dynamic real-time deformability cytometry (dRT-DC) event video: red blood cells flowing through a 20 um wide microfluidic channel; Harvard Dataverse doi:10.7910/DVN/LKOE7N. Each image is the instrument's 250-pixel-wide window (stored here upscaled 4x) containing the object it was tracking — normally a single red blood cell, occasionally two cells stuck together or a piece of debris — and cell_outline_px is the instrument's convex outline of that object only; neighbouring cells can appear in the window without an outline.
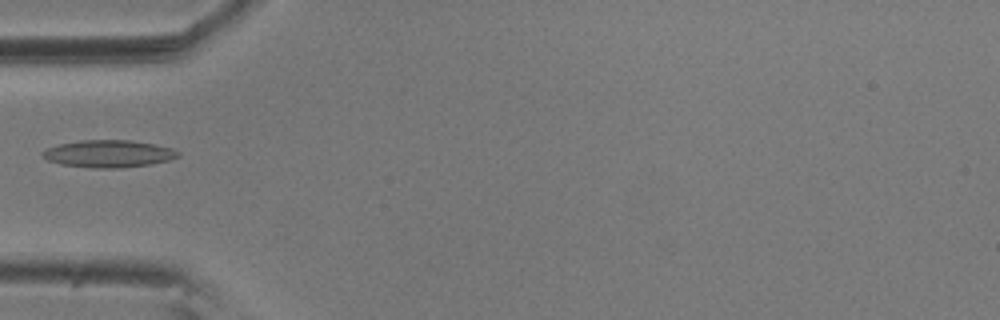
{"species": "common noctule bat (a hibernating species)", "species_latin": "Nyctalus noctula", "temperature_condition": "room temperature", "stored_images_in_passage": 16, "camera_frame_rate_fps": 3000, "um_per_image_px": 0.085, "animal": {"sex": "male", "body_mass_g": 20.5, "forearm_length_mm": 52.5}, "frame": {"image": 1, "passage_image": 1, "time_ms": 0.0, "image_size_px": [1000, 320], "cell_outline_px": [[180, 156], [172, 160], [152, 164], [120, 168], [92, 168], [60, 164], [48, 160], [40, 152], [48, 148], [60, 144], [80, 140], [128, 140], [152, 144], [172, 148], [180, 152]], "centroid_in_image_um": [9.27, 13.07], "position_along_channel_um": 75.7, "area_um2": 21.56}}
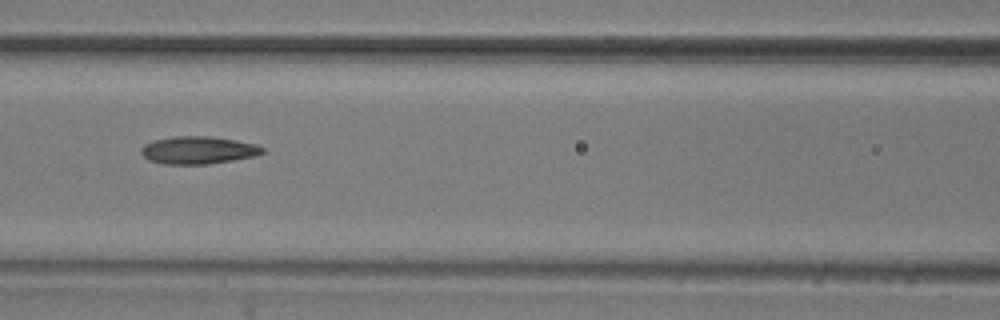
{"frame": {"image": 2, "passage_image": 7, "time_ms": 2.0, "image_size_px": [1000, 320], "cell_outline_px": [[264, 152], [256, 156], [208, 164], [164, 164], [148, 160], [140, 152], [140, 148], [144, 144], [152, 140], [176, 136], [208, 136], [236, 140], [256, 144], [264, 148]], "centroid_in_image_um": [16.82, 12.76], "position_along_channel_um": 149.8, "area_um2": 19.59}}
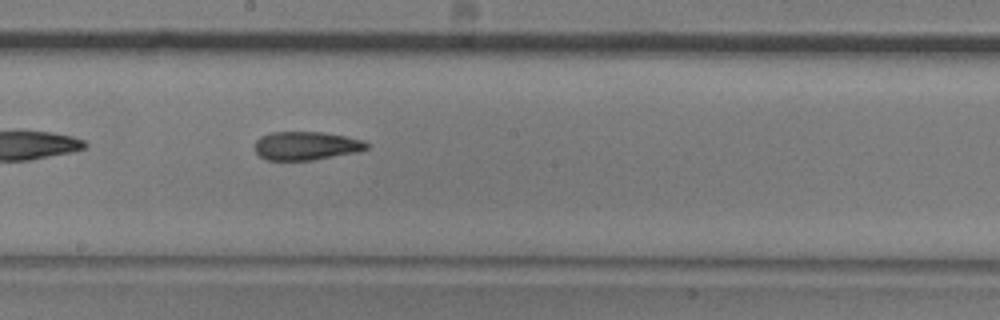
{"frame": {"image": 3, "passage_image": 13, "time_ms": 4.0, "image_size_px": [1000, 320], "cell_outline_px": [[368, 148], [356, 152], [312, 160], [268, 160], [260, 156], [256, 152], [256, 140], [260, 136], [272, 132], [320, 132], [344, 136], [364, 140], [368, 144]], "centroid_in_image_um": [26.01, 12.39], "position_along_channel_um": 222.2, "area_um2": 18.38}}